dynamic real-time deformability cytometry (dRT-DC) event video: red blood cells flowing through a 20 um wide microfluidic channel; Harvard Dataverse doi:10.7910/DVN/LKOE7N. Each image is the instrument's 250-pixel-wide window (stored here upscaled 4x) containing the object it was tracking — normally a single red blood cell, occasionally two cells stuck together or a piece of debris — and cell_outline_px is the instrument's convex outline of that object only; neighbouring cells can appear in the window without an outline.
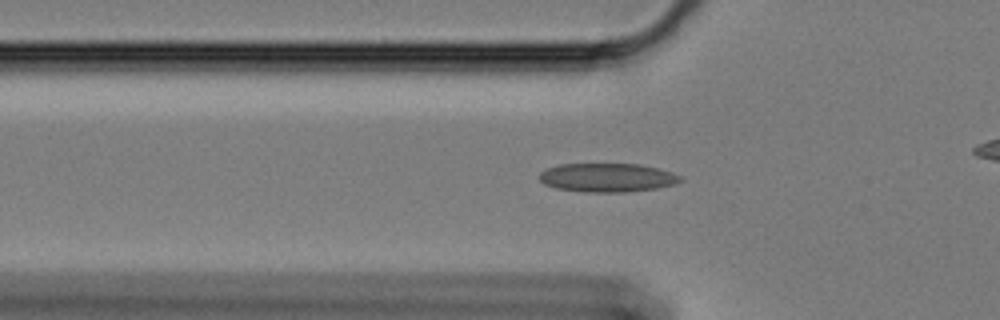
{"species": "Egyptian fruit bat (a non-hibernating species)", "species_latin": "Rousettus aegyptiacus", "temperature_condition": "cold", "stored_images_in_passage": 50, "camera_frame_rate_fps": 3000, "um_per_image_px": 0.085, "animal": {"sex": "female"}, "frame": {"image": 1, "passage_image": 18, "time_ms": 5.667, "image_size_px": [1000, 320], "cell_outline_px": [[684, 180], [676, 184], [656, 188], [624, 192], [584, 192], [556, 188], [544, 184], [540, 180], [540, 172], [548, 168], [560, 164], [640, 164], [660, 168], [672, 172], [680, 176]], "centroid_in_image_um": [51.65, 15.09], "position_along_channel_um": 74.1, "area_um2": 23.7}}
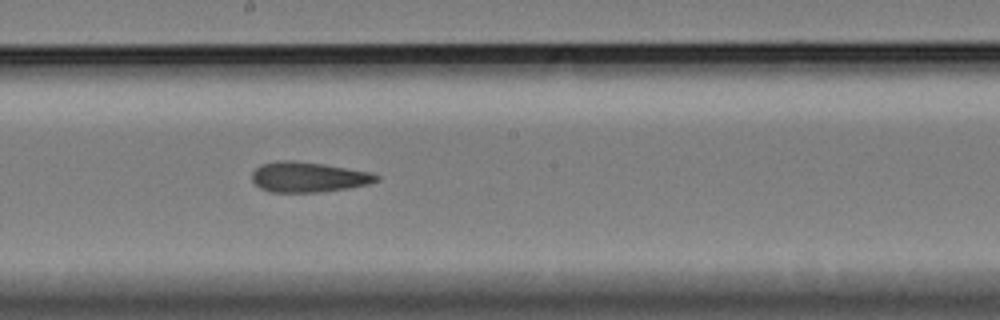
{"frame": {"image": 2, "passage_image": 31, "time_ms": 10.0, "image_size_px": [1000, 320], "cell_outline_px": [[380, 180], [368, 184], [348, 188], [320, 192], [268, 192], [260, 188], [252, 180], [252, 172], [260, 164], [276, 160], [292, 160], [324, 164], [372, 172], [380, 176]], "centroid_in_image_um": [26.21, 15.04], "position_along_channel_um": 222.0, "area_um2": 22.14}}
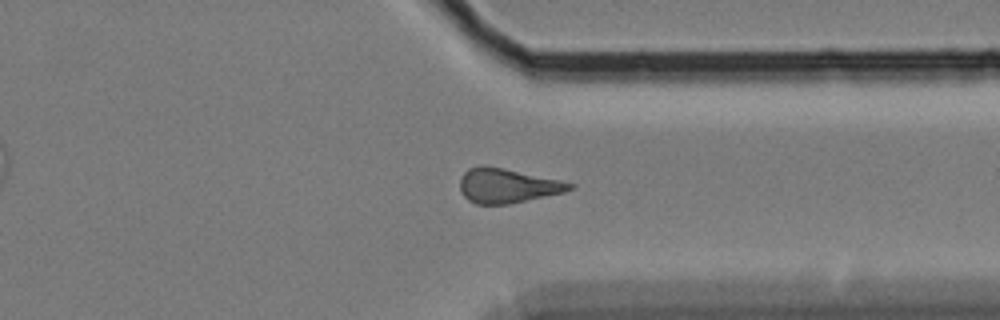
{"frame": {"image": 3, "passage_image": 44, "time_ms": 14.333, "image_size_px": [1000, 320], "cell_outline_px": [[576, 184], [572, 188], [564, 192], [508, 204], [476, 204], [468, 200], [464, 196], [460, 188], [460, 176], [468, 168], [480, 164], [504, 168]], "centroid_in_image_um": [43.07, 15.77], "position_along_channel_um": 368.3, "area_um2": 21.91}}